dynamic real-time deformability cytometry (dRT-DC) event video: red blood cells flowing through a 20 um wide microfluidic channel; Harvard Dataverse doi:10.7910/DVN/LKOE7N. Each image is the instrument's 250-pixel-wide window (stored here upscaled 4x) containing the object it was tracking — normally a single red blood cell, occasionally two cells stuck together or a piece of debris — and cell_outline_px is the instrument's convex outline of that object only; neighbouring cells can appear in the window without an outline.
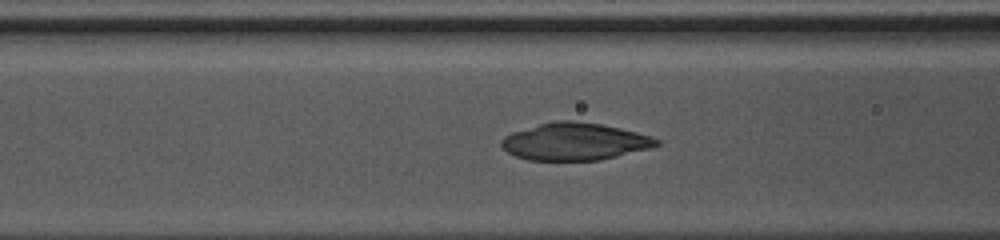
{"species": "common noctule bat (a hibernating species)", "species_latin": "Nyctalus noctula", "temperature_condition": "warm", "stored_images_in_passage": 34, "camera_frame_rate_fps": 3000, "um_per_image_px": 0.085, "animal": {"sex": "female", "body_mass_g": 10.0, "forearm_length_mm": 53.1}, "frame": {"image": 1, "passage_image": 6, "time_ms": 1.667, "image_size_px": [1000, 240], "cell_outline_px": [[660, 144], [648, 148], [600, 160], [528, 160], [516, 156], [508, 152], [500, 144], [500, 140], [504, 136], [512, 132], [540, 124], [556, 120], [572, 120], [600, 124], [620, 128], [652, 136], [660, 140]], "centroid_in_image_um": [48.83, 12.03], "position_along_channel_um": 117.8, "area_um2": 33.47}}
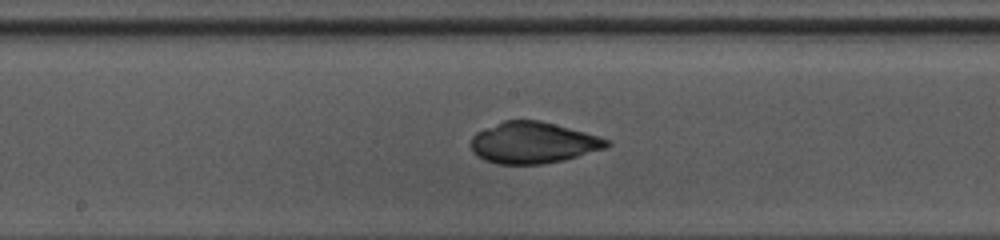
{"frame": {"image": 2, "passage_image": 12, "time_ms": 3.667, "image_size_px": [1000, 240], "cell_outline_px": [[612, 144], [604, 148], [564, 160], [540, 164], [500, 164], [484, 160], [476, 156], [472, 152], [472, 136], [476, 132], [504, 120], [540, 120], [584, 132], [608, 140]], "centroid_in_image_um": [45.27, 12.13], "position_along_channel_um": 202.9, "area_um2": 32.43}}
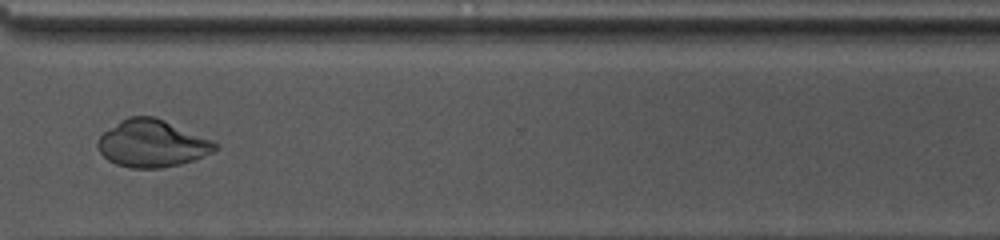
{"frame": {"image": 3, "passage_image": 23, "time_ms": 7.333, "image_size_px": [1000, 240], "cell_outline_px": [[216, 148], [212, 152], [196, 160], [180, 164], [160, 168], [132, 168], [116, 164], [108, 160], [100, 152], [96, 144], [100, 136], [104, 132], [120, 120], [128, 116], [156, 116], [212, 140], [216, 144]], "centroid_in_image_um": [12.91, 12.19], "position_along_channel_um": 357.7, "area_um2": 32.25}}